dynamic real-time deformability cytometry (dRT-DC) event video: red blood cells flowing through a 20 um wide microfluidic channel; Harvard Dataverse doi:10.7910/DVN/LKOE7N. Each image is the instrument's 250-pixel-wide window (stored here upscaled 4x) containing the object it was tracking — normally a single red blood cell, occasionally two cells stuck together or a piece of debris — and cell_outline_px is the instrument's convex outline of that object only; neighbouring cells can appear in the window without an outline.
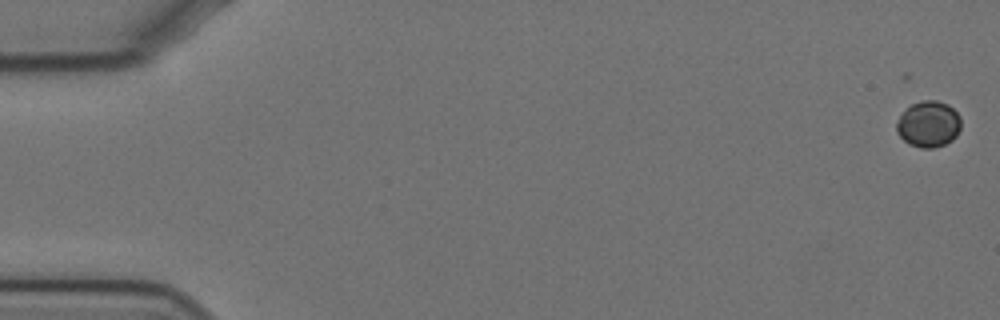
{"species": "Egyptian fruit bat (a non-hibernating species)", "species_latin": "Rousettus aegyptiacus", "temperature_condition": "cold", "stored_images_in_passage": 57, "camera_frame_rate_fps": 3000, "um_per_image_px": 0.085, "animal": {"sex": "female"}, "frame": {"image": 1, "passage_image": 1, "time_ms": 0.0, "image_size_px": [1000, 320], "cell_outline_px": [[960, 128], [956, 136], [952, 140], [944, 144], [932, 148], [920, 148], [908, 144], [896, 132], [896, 124], [900, 116], [912, 104], [920, 100], [936, 100], [948, 104], [960, 116]], "centroid_in_image_um": [78.92, 10.55], "position_along_channel_um": 6.1, "area_um2": 17.28}}
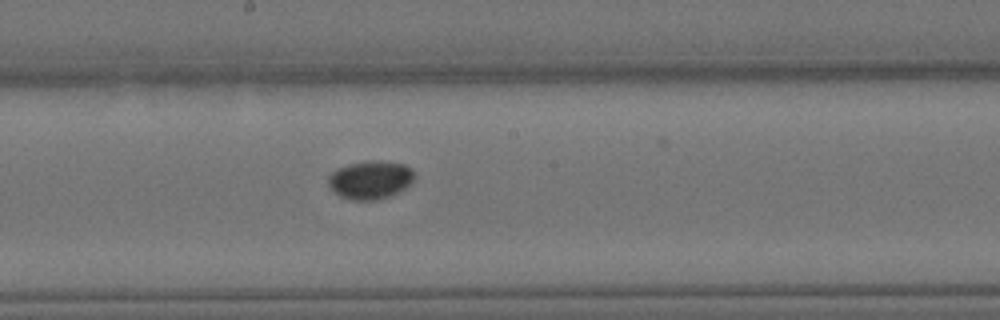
{"frame": {"image": 2, "passage_image": 32, "time_ms": 10.333, "image_size_px": [1000, 320], "cell_outline_px": [[416, 176], [404, 188], [392, 196], [376, 200], [352, 200], [340, 196], [328, 184], [328, 176], [332, 172], [348, 164], [364, 160], [380, 160], [404, 164], [412, 168]], "centroid_in_image_um": [31.5, 15.27], "position_along_channel_um": 216.7, "area_um2": 19.31}}
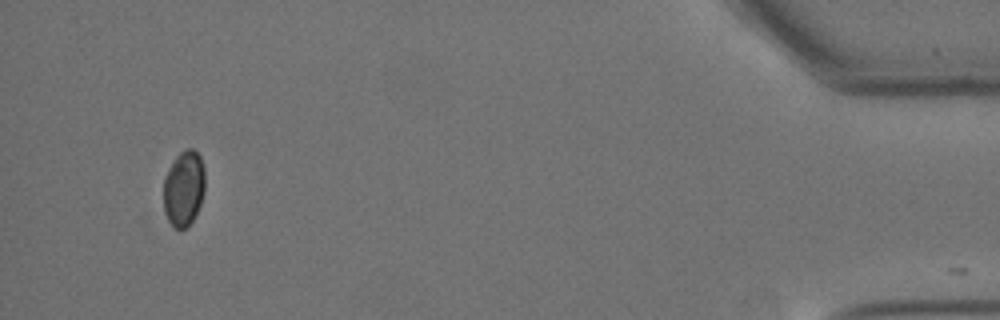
{"frame": {"image": 3, "passage_image": 56, "time_ms": 18.333, "image_size_px": [1000, 320], "cell_outline_px": [[204, 192], [200, 204], [188, 228], [180, 232], [168, 220], [164, 208], [164, 176], [168, 168], [176, 156], [180, 152], [188, 148], [192, 148], [200, 156], [204, 168]], "centroid_in_image_um": [15.62, 16.02], "position_along_channel_um": 419.6, "area_um2": 18.32}}